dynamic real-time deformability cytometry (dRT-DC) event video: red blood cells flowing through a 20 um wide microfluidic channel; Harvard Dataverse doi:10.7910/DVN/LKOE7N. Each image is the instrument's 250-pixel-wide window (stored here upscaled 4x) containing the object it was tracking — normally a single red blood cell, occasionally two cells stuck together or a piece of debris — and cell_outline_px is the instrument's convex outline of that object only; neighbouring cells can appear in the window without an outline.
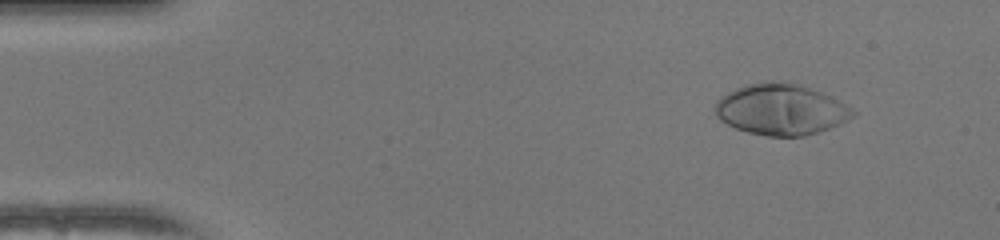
{"species": "human", "species_latin": "Homo sapiens", "temperature_condition": "warm", "stored_images_in_passage": 50, "camera_frame_rate_fps": 3000, "um_per_image_px": 0.085, "donor": {"sex": "female"}, "frame": {"image": 1, "passage_image": 5, "time_ms": 1.333, "image_size_px": [1000, 240], "cell_outline_px": [[856, 112], [848, 120], [840, 124], [804, 136], [768, 136], [748, 132], [736, 128], [720, 120], [716, 116], [716, 100], [720, 96], [736, 88], [748, 84], [768, 80], [780, 80], [800, 84], [832, 96], [852, 108]], "centroid_in_image_um": [66.38, 9.28], "position_along_channel_um": 18.6, "area_um2": 41.04}}
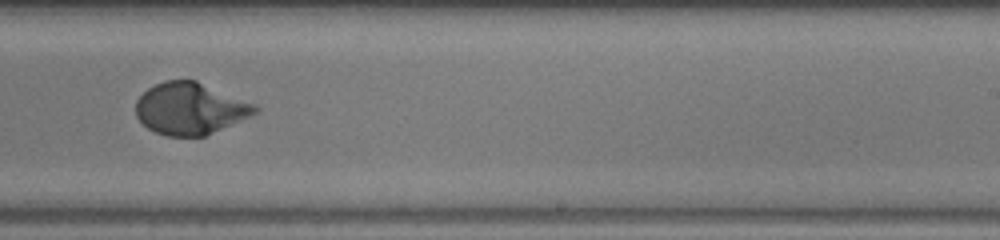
{"frame": {"image": 2, "passage_image": 31, "time_ms": 10.0, "image_size_px": [1000, 240], "cell_outline_px": [[260, 108], [252, 116], [204, 136], [168, 136], [156, 132], [148, 128], [136, 116], [136, 100], [148, 88], [164, 80], [196, 80], [256, 104]], "centroid_in_image_um": [16.18, 9.22], "position_along_channel_um": 272.8, "area_um2": 35.95}}
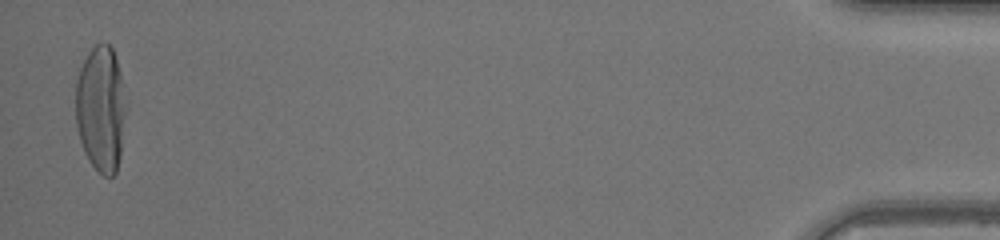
{"frame": {"image": 3, "passage_image": 49, "time_ms": 16.0, "image_size_px": [1000, 240], "cell_outline_px": [[128, 108], [120, 156], [116, 172], [112, 176], [104, 176], [88, 160], [84, 152], [80, 140], [76, 124], [76, 80], [80, 68], [88, 52], [96, 44], [108, 44], [112, 48], [120, 72], [128, 104]], "centroid_in_image_um": [8.6, 9.26], "position_along_channel_um": 426.6, "area_um2": 37.45}, "authors_computed_cell_mechanics": {"area_um2": 36.8764, "velocity_mm_per_s": 4.1217, "shape_relaxation_time_tau1_ms": 3.0614, "shape_relaxation_time_tau2_ms": null, "deformation_change_tau1": 0.2357, "deformation_change_tau2": null}}